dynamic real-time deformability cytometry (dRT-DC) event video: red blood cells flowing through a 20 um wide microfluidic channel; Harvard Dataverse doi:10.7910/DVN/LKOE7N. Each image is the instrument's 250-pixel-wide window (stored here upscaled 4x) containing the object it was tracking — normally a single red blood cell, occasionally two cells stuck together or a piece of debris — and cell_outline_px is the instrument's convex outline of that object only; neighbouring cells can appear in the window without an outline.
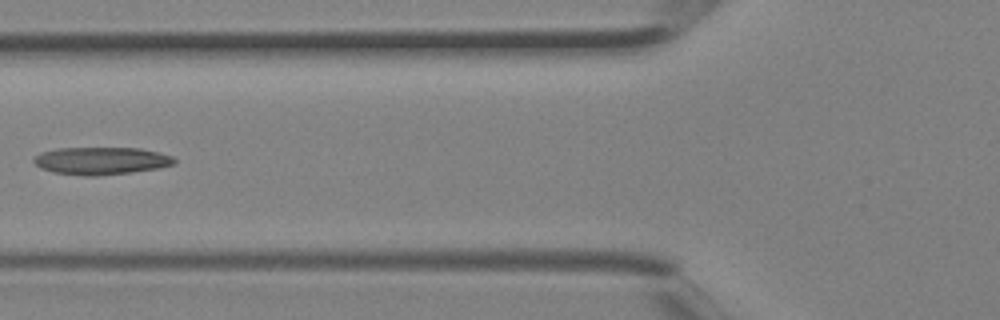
{"species": "Egyptian fruit bat (a non-hibernating species)", "species_latin": "Rousettus aegyptiacus", "temperature_condition": "room temperature", "stored_images_in_passage": 4, "camera_frame_rate_fps": 3000, "um_per_image_px": 0.085, "animal": {"sex": "female"}, "frame": {"image": 1, "passage_image": 4, "time_ms": 1.0, "image_size_px": [1000, 320], "cell_outline_px": [[176, 164], [160, 168], [132, 172], [96, 176], [84, 176], [52, 172], [40, 168], [32, 160], [40, 152], [56, 148], [140, 148], [172, 156], [176, 160]], "centroid_in_image_um": [8.59, 13.67], "position_along_channel_um": 117.2, "area_um2": 22.66}}